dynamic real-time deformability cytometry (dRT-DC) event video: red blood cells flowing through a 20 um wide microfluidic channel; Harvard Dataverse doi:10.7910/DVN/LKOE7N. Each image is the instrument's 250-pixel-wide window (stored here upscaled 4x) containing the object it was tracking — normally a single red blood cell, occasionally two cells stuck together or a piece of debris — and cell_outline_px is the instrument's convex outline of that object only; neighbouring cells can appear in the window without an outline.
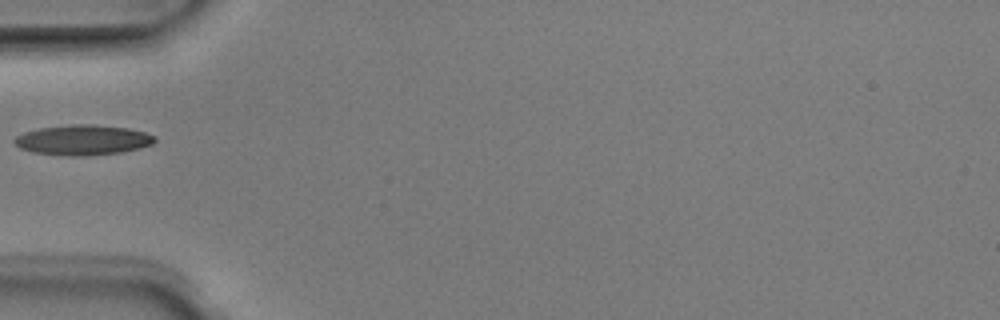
{"species": "Egyptian fruit bat (a non-hibernating species)", "species_latin": "Rousettus aegyptiacus", "temperature_condition": "room temperature", "stored_images_in_passage": 5, "camera_frame_rate_fps": 3000, "um_per_image_px": 0.085, "animal": {"sex": "male"}, "frame": {"image": 1, "passage_image": 4, "time_ms": 1.0, "image_size_px": [1000, 320], "cell_outline_px": [[156, 140], [152, 144], [140, 148], [120, 152], [88, 156], [72, 156], [32, 152], [20, 148], [12, 140], [16, 136], [24, 132], [40, 128], [72, 124], [92, 124], [128, 128], [144, 132], [156, 136]], "centroid_in_image_um": [7.04, 11.9], "position_along_channel_um": 78.0, "area_um2": 24.68}}
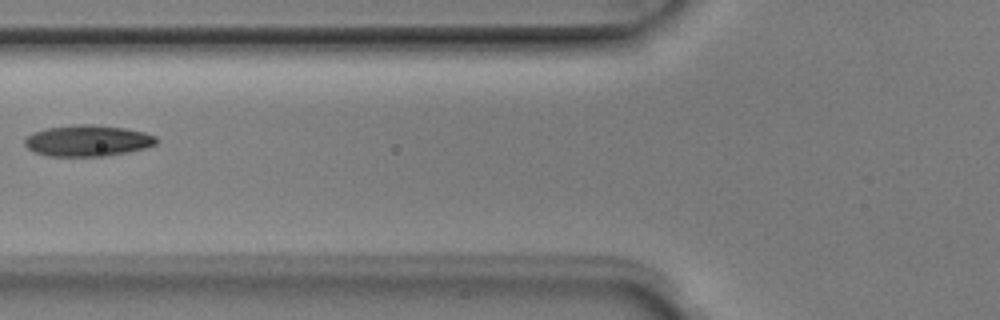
{"frame": {"image": 2, "passage_image": 5, "time_ms": 1.333, "image_size_px": [1000, 320], "cell_outline_px": [[160, 140], [156, 144], [144, 148], [128, 152], [104, 156], [44, 156], [32, 152], [24, 144], [24, 140], [32, 132], [44, 128], [76, 124], [92, 124], [124, 128], [144, 132], [156, 136]], "centroid_in_image_um": [7.42, 11.96], "position_along_channel_um": 118.4, "area_um2": 24.22}}